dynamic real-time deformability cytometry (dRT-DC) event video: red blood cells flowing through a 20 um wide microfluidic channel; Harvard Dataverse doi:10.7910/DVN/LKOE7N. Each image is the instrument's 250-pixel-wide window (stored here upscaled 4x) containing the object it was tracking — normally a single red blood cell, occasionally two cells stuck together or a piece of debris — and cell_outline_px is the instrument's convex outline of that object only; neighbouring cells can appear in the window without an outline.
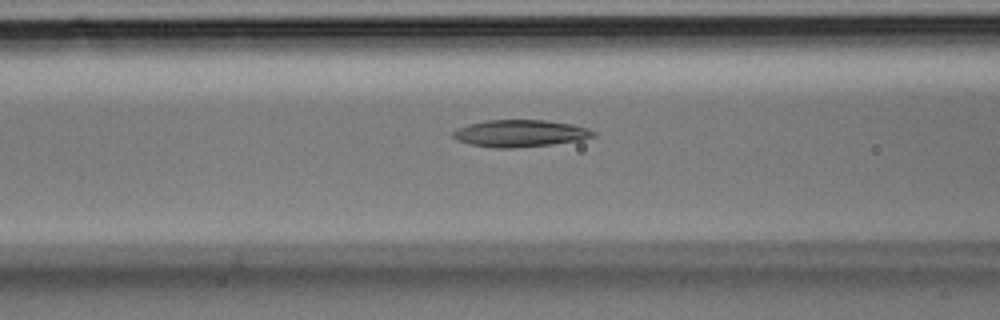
{"species": "Egyptian fruit bat (a non-hibernating species)", "species_latin": "Rousettus aegyptiacus", "temperature_condition": "room temperature", "stored_images_in_passage": 24, "camera_frame_rate_fps": 3000, "um_per_image_px": 0.085, "animal": {"sex": "male"}, "frame": {"image": 1, "passage_image": 6, "time_ms": 1.667, "image_size_px": [1000, 320], "cell_outline_px": [[596, 136], [580, 140], [552, 144], [512, 148], [492, 148], [468, 144], [456, 140], [452, 136], [452, 132], [456, 128], [468, 124], [484, 120], [544, 120], [572, 124], [588, 128], [596, 132]], "centroid_in_image_um": [44.17, 11.33], "position_along_channel_um": 122.4, "area_um2": 22.31}}
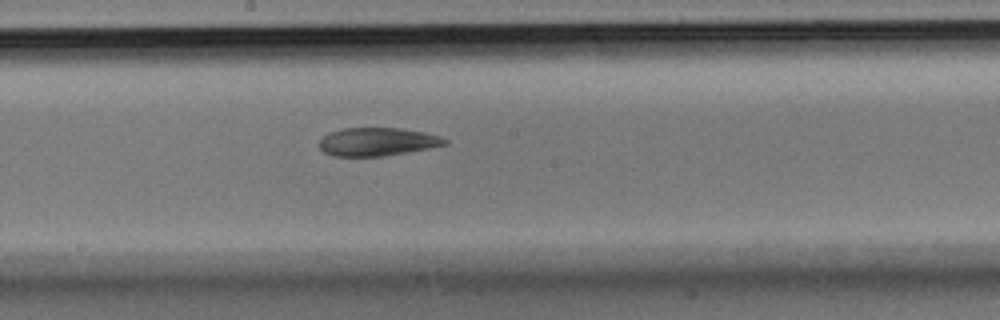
{"frame": {"image": 2, "passage_image": 11, "time_ms": 3.333, "image_size_px": [1000, 320], "cell_outline_px": [[448, 144], [408, 152], [384, 156], [332, 156], [324, 152], [320, 148], [320, 140], [328, 132], [344, 128], [400, 128], [424, 132], [440, 136], [448, 140]], "centroid_in_image_um": [32.07, 12.05], "position_along_channel_um": 216.1, "area_um2": 20.63}}
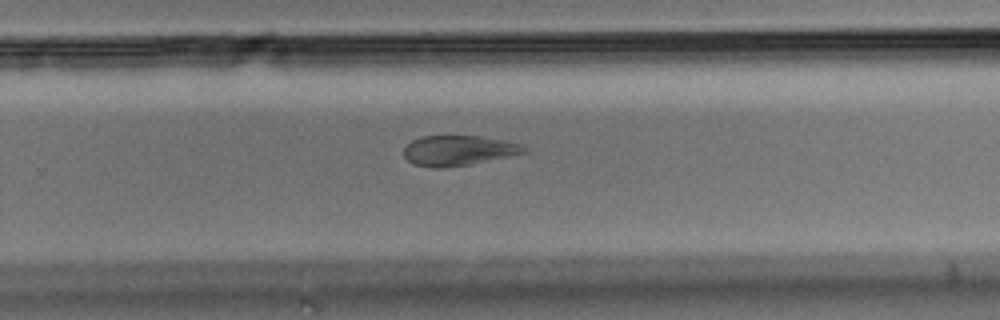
{"frame": {"image": 3, "passage_image": 15, "time_ms": 4.667, "image_size_px": [1000, 320], "cell_outline_px": [[528, 152], [468, 164], [440, 168], [436, 168], [412, 164], [404, 156], [404, 148], [412, 140], [424, 136], [480, 136], [520, 144]], "centroid_in_image_um": [38.91, 12.79], "position_along_channel_um": 290.9, "area_um2": 20.63}}